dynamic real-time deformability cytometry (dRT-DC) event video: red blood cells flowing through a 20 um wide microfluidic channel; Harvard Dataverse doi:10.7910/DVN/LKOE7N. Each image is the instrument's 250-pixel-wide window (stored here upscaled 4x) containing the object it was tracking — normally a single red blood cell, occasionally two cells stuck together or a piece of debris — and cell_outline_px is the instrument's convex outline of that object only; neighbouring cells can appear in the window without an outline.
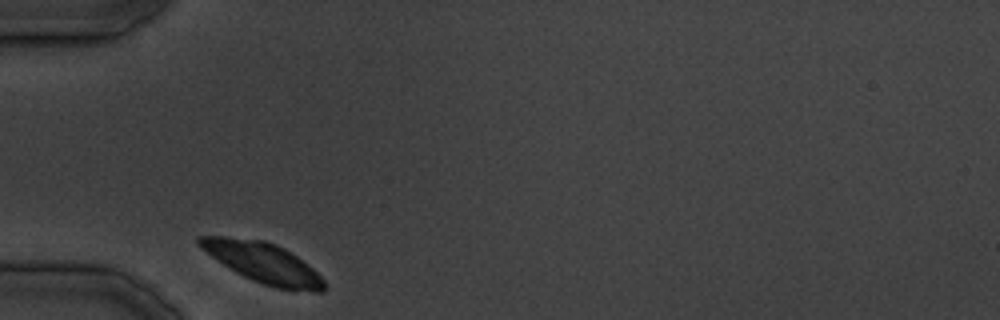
{"species": "common noctule bat (a hibernating species)", "species_latin": "Nyctalus noctula", "temperature_condition": "cold", "stored_images_in_passage": 22, "camera_frame_rate_fps": 3000, "um_per_image_px": 0.085, "animal": {"sex": "male", "body_mass_g": 19.5, "forearm_length_mm": 54.6}, "frame": {"image": 1, "passage_image": 1, "time_ms": 0.0, "image_size_px": [1000, 320], "cell_outline_px": [[324, 292], [312, 292], [276, 288], [252, 280], [236, 272], [216, 260], [200, 248], [196, 244], [196, 236], [224, 236], [264, 240], [276, 244], [284, 248], [296, 256], [312, 268], [324, 280]], "centroid_in_image_um": [22.32, 22.32], "position_along_channel_um": 62.7, "area_um2": 29.19}}